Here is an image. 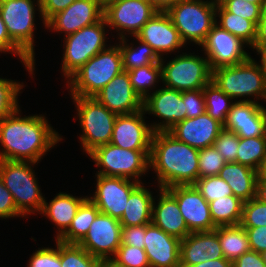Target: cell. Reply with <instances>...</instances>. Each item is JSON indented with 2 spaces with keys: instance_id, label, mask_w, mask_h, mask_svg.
<instances>
[{
  "instance_id": "7a4b0ae2",
  "label": "cell",
  "mask_w": 266,
  "mask_h": 267,
  "mask_svg": "<svg viewBox=\"0 0 266 267\" xmlns=\"http://www.w3.org/2000/svg\"><path fill=\"white\" fill-rule=\"evenodd\" d=\"M199 150L177 140L168 131L153 133L150 169L159 188L193 185L199 179Z\"/></svg>"
},
{
  "instance_id": "680465c9",
  "label": "cell",
  "mask_w": 266,
  "mask_h": 267,
  "mask_svg": "<svg viewBox=\"0 0 266 267\" xmlns=\"http://www.w3.org/2000/svg\"><path fill=\"white\" fill-rule=\"evenodd\" d=\"M254 50H256V53L260 56V64L262 67V70L265 73L266 76V47H251Z\"/></svg>"
},
{
  "instance_id": "277c9868",
  "label": "cell",
  "mask_w": 266,
  "mask_h": 267,
  "mask_svg": "<svg viewBox=\"0 0 266 267\" xmlns=\"http://www.w3.org/2000/svg\"><path fill=\"white\" fill-rule=\"evenodd\" d=\"M123 71L119 44L110 45L81 66L67 81L71 97H93Z\"/></svg>"
},
{
  "instance_id": "ac0fdd59",
  "label": "cell",
  "mask_w": 266,
  "mask_h": 267,
  "mask_svg": "<svg viewBox=\"0 0 266 267\" xmlns=\"http://www.w3.org/2000/svg\"><path fill=\"white\" fill-rule=\"evenodd\" d=\"M135 37L149 44L160 58L186 47L170 16L164 9H160L149 19Z\"/></svg>"
},
{
  "instance_id": "484cf974",
  "label": "cell",
  "mask_w": 266,
  "mask_h": 267,
  "mask_svg": "<svg viewBox=\"0 0 266 267\" xmlns=\"http://www.w3.org/2000/svg\"><path fill=\"white\" fill-rule=\"evenodd\" d=\"M158 189L159 198L157 203L156 198L153 201L151 223L165 233L182 240L190 231L180 213L176 198L166 188Z\"/></svg>"
},
{
  "instance_id": "816d5d0a",
  "label": "cell",
  "mask_w": 266,
  "mask_h": 267,
  "mask_svg": "<svg viewBox=\"0 0 266 267\" xmlns=\"http://www.w3.org/2000/svg\"><path fill=\"white\" fill-rule=\"evenodd\" d=\"M75 0H40L42 23L46 27V22L56 13L65 10Z\"/></svg>"
},
{
  "instance_id": "ab89813d",
  "label": "cell",
  "mask_w": 266,
  "mask_h": 267,
  "mask_svg": "<svg viewBox=\"0 0 266 267\" xmlns=\"http://www.w3.org/2000/svg\"><path fill=\"white\" fill-rule=\"evenodd\" d=\"M193 185L208 203L225 196L233 195L230 186L219 176L199 178Z\"/></svg>"
},
{
  "instance_id": "30bf717a",
  "label": "cell",
  "mask_w": 266,
  "mask_h": 267,
  "mask_svg": "<svg viewBox=\"0 0 266 267\" xmlns=\"http://www.w3.org/2000/svg\"><path fill=\"white\" fill-rule=\"evenodd\" d=\"M186 52L176 55L172 60L161 58L162 83L169 89L178 91L203 90L211 81L212 70L208 59Z\"/></svg>"
},
{
  "instance_id": "e0dca14e",
  "label": "cell",
  "mask_w": 266,
  "mask_h": 267,
  "mask_svg": "<svg viewBox=\"0 0 266 267\" xmlns=\"http://www.w3.org/2000/svg\"><path fill=\"white\" fill-rule=\"evenodd\" d=\"M175 198L190 233L211 231L212 221L209 203L194 185H176L166 188Z\"/></svg>"
},
{
  "instance_id": "8d00e7d4",
  "label": "cell",
  "mask_w": 266,
  "mask_h": 267,
  "mask_svg": "<svg viewBox=\"0 0 266 267\" xmlns=\"http://www.w3.org/2000/svg\"><path fill=\"white\" fill-rule=\"evenodd\" d=\"M206 112L222 125L225 124L233 99L210 81L203 89ZM232 100V101H231Z\"/></svg>"
},
{
  "instance_id": "7c38bea8",
  "label": "cell",
  "mask_w": 266,
  "mask_h": 267,
  "mask_svg": "<svg viewBox=\"0 0 266 267\" xmlns=\"http://www.w3.org/2000/svg\"><path fill=\"white\" fill-rule=\"evenodd\" d=\"M160 9L152 0H116L104 7L103 17L108 28L116 30L122 39L136 36Z\"/></svg>"
},
{
  "instance_id": "f1b7e54d",
  "label": "cell",
  "mask_w": 266,
  "mask_h": 267,
  "mask_svg": "<svg viewBox=\"0 0 266 267\" xmlns=\"http://www.w3.org/2000/svg\"><path fill=\"white\" fill-rule=\"evenodd\" d=\"M153 193L141 183L129 196L119 220L122 227L148 225L152 219Z\"/></svg>"
},
{
  "instance_id": "ffe728a7",
  "label": "cell",
  "mask_w": 266,
  "mask_h": 267,
  "mask_svg": "<svg viewBox=\"0 0 266 267\" xmlns=\"http://www.w3.org/2000/svg\"><path fill=\"white\" fill-rule=\"evenodd\" d=\"M144 116V109L117 115L110 143L128 150H151L154 131Z\"/></svg>"
},
{
  "instance_id": "f907efd6",
  "label": "cell",
  "mask_w": 266,
  "mask_h": 267,
  "mask_svg": "<svg viewBox=\"0 0 266 267\" xmlns=\"http://www.w3.org/2000/svg\"><path fill=\"white\" fill-rule=\"evenodd\" d=\"M145 225L122 227L121 244L144 249Z\"/></svg>"
},
{
  "instance_id": "94428289",
  "label": "cell",
  "mask_w": 266,
  "mask_h": 267,
  "mask_svg": "<svg viewBox=\"0 0 266 267\" xmlns=\"http://www.w3.org/2000/svg\"><path fill=\"white\" fill-rule=\"evenodd\" d=\"M259 175L262 178L266 179V158H265L264 163H263V165H262V167H261V169L259 171Z\"/></svg>"
},
{
  "instance_id": "681fc988",
  "label": "cell",
  "mask_w": 266,
  "mask_h": 267,
  "mask_svg": "<svg viewBox=\"0 0 266 267\" xmlns=\"http://www.w3.org/2000/svg\"><path fill=\"white\" fill-rule=\"evenodd\" d=\"M11 217H24L17 209L12 194L5 187L0 178V218L8 219Z\"/></svg>"
},
{
  "instance_id": "db71d44e",
  "label": "cell",
  "mask_w": 266,
  "mask_h": 267,
  "mask_svg": "<svg viewBox=\"0 0 266 267\" xmlns=\"http://www.w3.org/2000/svg\"><path fill=\"white\" fill-rule=\"evenodd\" d=\"M233 267H266L261 253L250 250L233 262Z\"/></svg>"
},
{
  "instance_id": "ee69618b",
  "label": "cell",
  "mask_w": 266,
  "mask_h": 267,
  "mask_svg": "<svg viewBox=\"0 0 266 267\" xmlns=\"http://www.w3.org/2000/svg\"><path fill=\"white\" fill-rule=\"evenodd\" d=\"M213 146L226 162H235L238 153L239 136L230 130L222 129Z\"/></svg>"
},
{
  "instance_id": "8992f818",
  "label": "cell",
  "mask_w": 266,
  "mask_h": 267,
  "mask_svg": "<svg viewBox=\"0 0 266 267\" xmlns=\"http://www.w3.org/2000/svg\"><path fill=\"white\" fill-rule=\"evenodd\" d=\"M33 165L36 163L0 160V178L12 194L14 203L24 218L28 214L36 212L40 214L45 200L32 168Z\"/></svg>"
},
{
  "instance_id": "74e56055",
  "label": "cell",
  "mask_w": 266,
  "mask_h": 267,
  "mask_svg": "<svg viewBox=\"0 0 266 267\" xmlns=\"http://www.w3.org/2000/svg\"><path fill=\"white\" fill-rule=\"evenodd\" d=\"M60 262L61 267H100L102 260L78 244L60 242Z\"/></svg>"
},
{
  "instance_id": "60d3db41",
  "label": "cell",
  "mask_w": 266,
  "mask_h": 267,
  "mask_svg": "<svg viewBox=\"0 0 266 267\" xmlns=\"http://www.w3.org/2000/svg\"><path fill=\"white\" fill-rule=\"evenodd\" d=\"M199 178L218 176L227 163L214 146L199 150Z\"/></svg>"
},
{
  "instance_id": "9a60e30c",
  "label": "cell",
  "mask_w": 266,
  "mask_h": 267,
  "mask_svg": "<svg viewBox=\"0 0 266 267\" xmlns=\"http://www.w3.org/2000/svg\"><path fill=\"white\" fill-rule=\"evenodd\" d=\"M121 230L122 226L118 219L99 213L78 245L93 257L111 260L121 245Z\"/></svg>"
},
{
  "instance_id": "b9f144b4",
  "label": "cell",
  "mask_w": 266,
  "mask_h": 267,
  "mask_svg": "<svg viewBox=\"0 0 266 267\" xmlns=\"http://www.w3.org/2000/svg\"><path fill=\"white\" fill-rule=\"evenodd\" d=\"M111 261L119 267H150L144 249L125 244L119 246Z\"/></svg>"
},
{
  "instance_id": "c3c4849f",
  "label": "cell",
  "mask_w": 266,
  "mask_h": 267,
  "mask_svg": "<svg viewBox=\"0 0 266 267\" xmlns=\"http://www.w3.org/2000/svg\"><path fill=\"white\" fill-rule=\"evenodd\" d=\"M186 118H194L206 112L203 90L183 91Z\"/></svg>"
},
{
  "instance_id": "f6af8a7d",
  "label": "cell",
  "mask_w": 266,
  "mask_h": 267,
  "mask_svg": "<svg viewBox=\"0 0 266 267\" xmlns=\"http://www.w3.org/2000/svg\"><path fill=\"white\" fill-rule=\"evenodd\" d=\"M0 52L1 53H13L15 56H19L21 63L25 66L30 75H34L35 63L12 41L7 27L0 15Z\"/></svg>"
},
{
  "instance_id": "5bb4252c",
  "label": "cell",
  "mask_w": 266,
  "mask_h": 267,
  "mask_svg": "<svg viewBox=\"0 0 266 267\" xmlns=\"http://www.w3.org/2000/svg\"><path fill=\"white\" fill-rule=\"evenodd\" d=\"M96 176V190L88 198L97 206L100 213L121 219L130 194L141 184L132 179Z\"/></svg>"
},
{
  "instance_id": "be15d7a7",
  "label": "cell",
  "mask_w": 266,
  "mask_h": 267,
  "mask_svg": "<svg viewBox=\"0 0 266 267\" xmlns=\"http://www.w3.org/2000/svg\"><path fill=\"white\" fill-rule=\"evenodd\" d=\"M152 1L155 2L161 9L166 7V0H152Z\"/></svg>"
},
{
  "instance_id": "003e7915",
  "label": "cell",
  "mask_w": 266,
  "mask_h": 267,
  "mask_svg": "<svg viewBox=\"0 0 266 267\" xmlns=\"http://www.w3.org/2000/svg\"><path fill=\"white\" fill-rule=\"evenodd\" d=\"M175 1H180V0H166V6L172 2H175Z\"/></svg>"
},
{
  "instance_id": "e575fe53",
  "label": "cell",
  "mask_w": 266,
  "mask_h": 267,
  "mask_svg": "<svg viewBox=\"0 0 266 267\" xmlns=\"http://www.w3.org/2000/svg\"><path fill=\"white\" fill-rule=\"evenodd\" d=\"M266 158V136L241 138L239 137L236 163L249 166L260 171Z\"/></svg>"
},
{
  "instance_id": "e7e4bbea",
  "label": "cell",
  "mask_w": 266,
  "mask_h": 267,
  "mask_svg": "<svg viewBox=\"0 0 266 267\" xmlns=\"http://www.w3.org/2000/svg\"><path fill=\"white\" fill-rule=\"evenodd\" d=\"M103 7L116 0H97Z\"/></svg>"
},
{
  "instance_id": "d4e9b609",
  "label": "cell",
  "mask_w": 266,
  "mask_h": 267,
  "mask_svg": "<svg viewBox=\"0 0 266 267\" xmlns=\"http://www.w3.org/2000/svg\"><path fill=\"white\" fill-rule=\"evenodd\" d=\"M224 258L215 230L188 234L180 243V267Z\"/></svg>"
},
{
  "instance_id": "8fae6325",
  "label": "cell",
  "mask_w": 266,
  "mask_h": 267,
  "mask_svg": "<svg viewBox=\"0 0 266 267\" xmlns=\"http://www.w3.org/2000/svg\"><path fill=\"white\" fill-rule=\"evenodd\" d=\"M36 10L42 18L40 0H0V15L9 36L34 63L36 60L33 35L36 27Z\"/></svg>"
},
{
  "instance_id": "bcb514c9",
  "label": "cell",
  "mask_w": 266,
  "mask_h": 267,
  "mask_svg": "<svg viewBox=\"0 0 266 267\" xmlns=\"http://www.w3.org/2000/svg\"><path fill=\"white\" fill-rule=\"evenodd\" d=\"M228 12L239 15L242 18L259 22L262 8L245 0H217Z\"/></svg>"
},
{
  "instance_id": "7bdbcfd3",
  "label": "cell",
  "mask_w": 266,
  "mask_h": 267,
  "mask_svg": "<svg viewBox=\"0 0 266 267\" xmlns=\"http://www.w3.org/2000/svg\"><path fill=\"white\" fill-rule=\"evenodd\" d=\"M240 225L243 228L266 226V204L257 198L245 201Z\"/></svg>"
},
{
  "instance_id": "d590c367",
  "label": "cell",
  "mask_w": 266,
  "mask_h": 267,
  "mask_svg": "<svg viewBox=\"0 0 266 267\" xmlns=\"http://www.w3.org/2000/svg\"><path fill=\"white\" fill-rule=\"evenodd\" d=\"M127 72L134 92L142 101L153 92L151 90L155 89L158 82L162 80L160 62L154 65L133 68Z\"/></svg>"
},
{
  "instance_id": "cb8c5ba5",
  "label": "cell",
  "mask_w": 266,
  "mask_h": 267,
  "mask_svg": "<svg viewBox=\"0 0 266 267\" xmlns=\"http://www.w3.org/2000/svg\"><path fill=\"white\" fill-rule=\"evenodd\" d=\"M180 243L154 224L145 225L144 250L150 267H180Z\"/></svg>"
},
{
  "instance_id": "ba28073f",
  "label": "cell",
  "mask_w": 266,
  "mask_h": 267,
  "mask_svg": "<svg viewBox=\"0 0 266 267\" xmlns=\"http://www.w3.org/2000/svg\"><path fill=\"white\" fill-rule=\"evenodd\" d=\"M82 128L79 139L83 152L89 154L95 148L109 144L117 114L109 111L94 97H71Z\"/></svg>"
},
{
  "instance_id": "52a82bcc",
  "label": "cell",
  "mask_w": 266,
  "mask_h": 267,
  "mask_svg": "<svg viewBox=\"0 0 266 267\" xmlns=\"http://www.w3.org/2000/svg\"><path fill=\"white\" fill-rule=\"evenodd\" d=\"M150 152L151 150L123 149L109 143L95 148L88 155L99 168L96 174L142 183L140 177L150 170Z\"/></svg>"
},
{
  "instance_id": "603a6c76",
  "label": "cell",
  "mask_w": 266,
  "mask_h": 267,
  "mask_svg": "<svg viewBox=\"0 0 266 267\" xmlns=\"http://www.w3.org/2000/svg\"><path fill=\"white\" fill-rule=\"evenodd\" d=\"M222 129L223 125L205 112L194 118H185L176 123L168 132L177 140L201 150L213 146Z\"/></svg>"
},
{
  "instance_id": "3957f363",
  "label": "cell",
  "mask_w": 266,
  "mask_h": 267,
  "mask_svg": "<svg viewBox=\"0 0 266 267\" xmlns=\"http://www.w3.org/2000/svg\"><path fill=\"white\" fill-rule=\"evenodd\" d=\"M211 81L235 102H238V98L239 102L266 101V76L261 64L252 56L241 64L221 66L212 70Z\"/></svg>"
},
{
  "instance_id": "2e32d148",
  "label": "cell",
  "mask_w": 266,
  "mask_h": 267,
  "mask_svg": "<svg viewBox=\"0 0 266 267\" xmlns=\"http://www.w3.org/2000/svg\"><path fill=\"white\" fill-rule=\"evenodd\" d=\"M145 114H152L162 122L150 123L154 132L168 131L176 123L186 118L183 91L162 87L156 89L143 100Z\"/></svg>"
},
{
  "instance_id": "7dc6e473",
  "label": "cell",
  "mask_w": 266,
  "mask_h": 267,
  "mask_svg": "<svg viewBox=\"0 0 266 267\" xmlns=\"http://www.w3.org/2000/svg\"><path fill=\"white\" fill-rule=\"evenodd\" d=\"M55 241L56 249L49 247L38 248L30 257L27 267H61L60 241Z\"/></svg>"
},
{
  "instance_id": "03108f58",
  "label": "cell",
  "mask_w": 266,
  "mask_h": 267,
  "mask_svg": "<svg viewBox=\"0 0 266 267\" xmlns=\"http://www.w3.org/2000/svg\"><path fill=\"white\" fill-rule=\"evenodd\" d=\"M261 256H262V259L264 260V262L266 264V249L261 252Z\"/></svg>"
},
{
  "instance_id": "6125c7cd",
  "label": "cell",
  "mask_w": 266,
  "mask_h": 267,
  "mask_svg": "<svg viewBox=\"0 0 266 267\" xmlns=\"http://www.w3.org/2000/svg\"><path fill=\"white\" fill-rule=\"evenodd\" d=\"M251 2L253 4H258L261 8H263L266 4V0H245Z\"/></svg>"
},
{
  "instance_id": "7402d4cb",
  "label": "cell",
  "mask_w": 266,
  "mask_h": 267,
  "mask_svg": "<svg viewBox=\"0 0 266 267\" xmlns=\"http://www.w3.org/2000/svg\"><path fill=\"white\" fill-rule=\"evenodd\" d=\"M93 97L117 115L131 114L143 109V101L134 92L127 71L115 76Z\"/></svg>"
},
{
  "instance_id": "11a10c76",
  "label": "cell",
  "mask_w": 266,
  "mask_h": 267,
  "mask_svg": "<svg viewBox=\"0 0 266 267\" xmlns=\"http://www.w3.org/2000/svg\"><path fill=\"white\" fill-rule=\"evenodd\" d=\"M252 47H266V4L261 10V16L256 28L255 43Z\"/></svg>"
},
{
  "instance_id": "4316f807",
  "label": "cell",
  "mask_w": 266,
  "mask_h": 267,
  "mask_svg": "<svg viewBox=\"0 0 266 267\" xmlns=\"http://www.w3.org/2000/svg\"><path fill=\"white\" fill-rule=\"evenodd\" d=\"M87 198L88 196L76 197L66 192H59L49 203L44 200L40 213L49 218L57 227L55 240H58L67 231L78 208Z\"/></svg>"
},
{
  "instance_id": "d6986e66",
  "label": "cell",
  "mask_w": 266,
  "mask_h": 267,
  "mask_svg": "<svg viewBox=\"0 0 266 267\" xmlns=\"http://www.w3.org/2000/svg\"><path fill=\"white\" fill-rule=\"evenodd\" d=\"M103 13L104 7L97 0H75L65 10L53 15L45 28L67 36L98 22L103 18Z\"/></svg>"
},
{
  "instance_id": "1f68e13d",
  "label": "cell",
  "mask_w": 266,
  "mask_h": 267,
  "mask_svg": "<svg viewBox=\"0 0 266 267\" xmlns=\"http://www.w3.org/2000/svg\"><path fill=\"white\" fill-rule=\"evenodd\" d=\"M216 21L221 28L241 38L251 48L255 43L257 25L248 19L228 12L218 1L216 5Z\"/></svg>"
},
{
  "instance_id": "83f0119b",
  "label": "cell",
  "mask_w": 266,
  "mask_h": 267,
  "mask_svg": "<svg viewBox=\"0 0 266 267\" xmlns=\"http://www.w3.org/2000/svg\"><path fill=\"white\" fill-rule=\"evenodd\" d=\"M218 176L227 182L233 195L243 202L255 198L259 172L253 168L235 162H227Z\"/></svg>"
},
{
  "instance_id": "9f6ffc18",
  "label": "cell",
  "mask_w": 266,
  "mask_h": 267,
  "mask_svg": "<svg viewBox=\"0 0 266 267\" xmlns=\"http://www.w3.org/2000/svg\"><path fill=\"white\" fill-rule=\"evenodd\" d=\"M190 267H233V262L226 258H219L215 260H207Z\"/></svg>"
},
{
  "instance_id": "9c48e42d",
  "label": "cell",
  "mask_w": 266,
  "mask_h": 267,
  "mask_svg": "<svg viewBox=\"0 0 266 267\" xmlns=\"http://www.w3.org/2000/svg\"><path fill=\"white\" fill-rule=\"evenodd\" d=\"M104 17L98 22L64 36L61 72L68 80L81 66L108 47ZM106 30V31H105Z\"/></svg>"
},
{
  "instance_id": "44dd1931",
  "label": "cell",
  "mask_w": 266,
  "mask_h": 267,
  "mask_svg": "<svg viewBox=\"0 0 266 267\" xmlns=\"http://www.w3.org/2000/svg\"><path fill=\"white\" fill-rule=\"evenodd\" d=\"M223 128L241 138L266 136V107L262 103L234 101Z\"/></svg>"
},
{
  "instance_id": "4fadbf2b",
  "label": "cell",
  "mask_w": 266,
  "mask_h": 267,
  "mask_svg": "<svg viewBox=\"0 0 266 267\" xmlns=\"http://www.w3.org/2000/svg\"><path fill=\"white\" fill-rule=\"evenodd\" d=\"M246 45L249 47L241 38L215 23L200 46L208 59L210 69L214 70L247 61L251 55L245 51Z\"/></svg>"
},
{
  "instance_id": "6da1fadb",
  "label": "cell",
  "mask_w": 266,
  "mask_h": 267,
  "mask_svg": "<svg viewBox=\"0 0 266 267\" xmlns=\"http://www.w3.org/2000/svg\"><path fill=\"white\" fill-rule=\"evenodd\" d=\"M21 115L18 107L0 121V160L38 164L48 151L63 140L62 136L44 115Z\"/></svg>"
},
{
  "instance_id": "4dcf8cb0",
  "label": "cell",
  "mask_w": 266,
  "mask_h": 267,
  "mask_svg": "<svg viewBox=\"0 0 266 267\" xmlns=\"http://www.w3.org/2000/svg\"><path fill=\"white\" fill-rule=\"evenodd\" d=\"M134 38L139 46H136L133 43H127V38L119 39L123 71H129L133 68L144 67L147 65H154L161 61V58L149 44L142 42L135 36Z\"/></svg>"
},
{
  "instance_id": "6f0895ef",
  "label": "cell",
  "mask_w": 266,
  "mask_h": 267,
  "mask_svg": "<svg viewBox=\"0 0 266 267\" xmlns=\"http://www.w3.org/2000/svg\"><path fill=\"white\" fill-rule=\"evenodd\" d=\"M255 198L266 204V179L260 175L257 178Z\"/></svg>"
},
{
  "instance_id": "d6a6232c",
  "label": "cell",
  "mask_w": 266,
  "mask_h": 267,
  "mask_svg": "<svg viewBox=\"0 0 266 267\" xmlns=\"http://www.w3.org/2000/svg\"><path fill=\"white\" fill-rule=\"evenodd\" d=\"M99 213L97 206L87 198L80 205L71 225L58 241L67 244H78L86 236L91 223Z\"/></svg>"
},
{
  "instance_id": "91938a15",
  "label": "cell",
  "mask_w": 266,
  "mask_h": 267,
  "mask_svg": "<svg viewBox=\"0 0 266 267\" xmlns=\"http://www.w3.org/2000/svg\"><path fill=\"white\" fill-rule=\"evenodd\" d=\"M100 267H119L111 260H102Z\"/></svg>"
},
{
  "instance_id": "5b68a950",
  "label": "cell",
  "mask_w": 266,
  "mask_h": 267,
  "mask_svg": "<svg viewBox=\"0 0 266 267\" xmlns=\"http://www.w3.org/2000/svg\"><path fill=\"white\" fill-rule=\"evenodd\" d=\"M217 0H180L163 9L187 45L200 46L216 21ZM188 42V43H187Z\"/></svg>"
},
{
  "instance_id": "f35d334b",
  "label": "cell",
  "mask_w": 266,
  "mask_h": 267,
  "mask_svg": "<svg viewBox=\"0 0 266 267\" xmlns=\"http://www.w3.org/2000/svg\"><path fill=\"white\" fill-rule=\"evenodd\" d=\"M23 87V82L0 77V121L20 107L17 99Z\"/></svg>"
},
{
  "instance_id": "f546056e",
  "label": "cell",
  "mask_w": 266,
  "mask_h": 267,
  "mask_svg": "<svg viewBox=\"0 0 266 267\" xmlns=\"http://www.w3.org/2000/svg\"><path fill=\"white\" fill-rule=\"evenodd\" d=\"M214 230L218 235L223 256L227 260L234 262L251 250L247 232L240 224L218 226Z\"/></svg>"
},
{
  "instance_id": "f5cc1de1",
  "label": "cell",
  "mask_w": 266,
  "mask_h": 267,
  "mask_svg": "<svg viewBox=\"0 0 266 267\" xmlns=\"http://www.w3.org/2000/svg\"><path fill=\"white\" fill-rule=\"evenodd\" d=\"M249 238L250 249L261 253L266 249V226L244 228Z\"/></svg>"
},
{
  "instance_id": "836d02e7",
  "label": "cell",
  "mask_w": 266,
  "mask_h": 267,
  "mask_svg": "<svg viewBox=\"0 0 266 267\" xmlns=\"http://www.w3.org/2000/svg\"><path fill=\"white\" fill-rule=\"evenodd\" d=\"M243 201L234 196H225L209 202V209L214 225L228 226L241 223Z\"/></svg>"
}]
</instances>
